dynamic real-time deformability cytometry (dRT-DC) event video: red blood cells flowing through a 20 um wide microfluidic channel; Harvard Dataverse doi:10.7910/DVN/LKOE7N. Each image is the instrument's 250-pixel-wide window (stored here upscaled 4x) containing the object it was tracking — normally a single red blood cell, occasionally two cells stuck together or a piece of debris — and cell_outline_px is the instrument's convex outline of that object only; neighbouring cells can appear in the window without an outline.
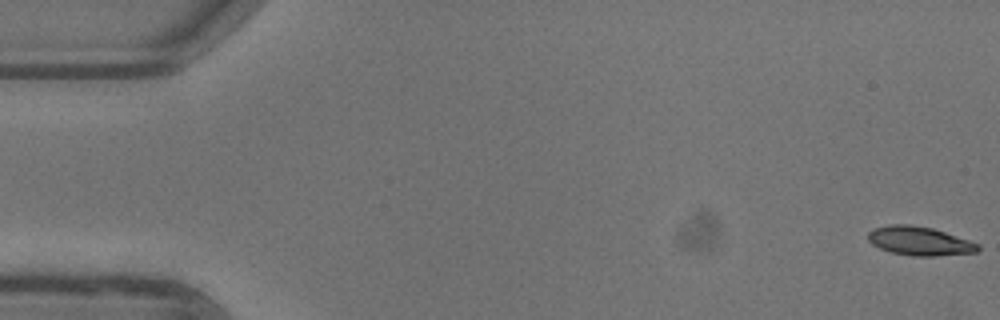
{"species": "common noctule bat (a hibernating species)", "species_latin": "Nyctalus noctula", "temperature_condition": "warm", "stored_images_in_passage": 2, "camera_frame_rate_fps": 3000, "um_per_image_px": 0.085, "animal": {"sex": "female"}, "frame": {"image": 1, "passage_image": 1, "time_ms": 0.0, "image_size_px": [1000, 320], "cell_outline_px": [[980, 248], [976, 252], [936, 256], [912, 256], [892, 252], [880, 248], [872, 244], [868, 240], [868, 232], [876, 228], [888, 224], [908, 224], [932, 228], [980, 244]], "centroid_in_image_um": [78.15, 20.49], "position_along_channel_um": 6.9, "area_um2": 18.32}}